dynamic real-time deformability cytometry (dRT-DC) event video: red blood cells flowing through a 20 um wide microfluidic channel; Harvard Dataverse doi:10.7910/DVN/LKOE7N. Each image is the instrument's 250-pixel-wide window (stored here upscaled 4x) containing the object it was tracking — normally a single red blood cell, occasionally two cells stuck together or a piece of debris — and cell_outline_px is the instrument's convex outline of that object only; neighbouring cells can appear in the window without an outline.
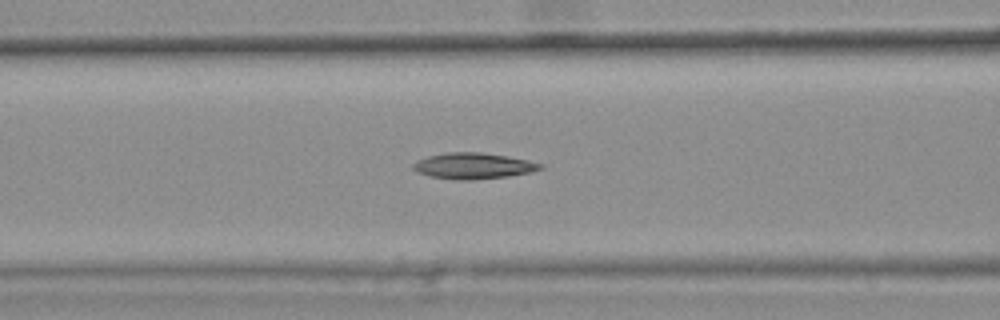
{"species": "common noctule bat (a hibernating species)", "species_latin": "Nyctalus noctula", "temperature_condition": "warm", "stored_images_in_passage": 44, "camera_frame_rate_fps": 3000, "um_per_image_px": 0.085, "animal": {"sex": "female", "body_mass_g": 25.1}, "frame": {"image": 1, "passage_image": 19, "time_ms": 6.0, "image_size_px": [1000, 320], "cell_outline_px": [[544, 168], [532, 172], [508, 176], [472, 180], [456, 180], [428, 176], [412, 168], [412, 164], [416, 160], [428, 156], [448, 152], [480, 152], [508, 156], [544, 164]], "centroid_in_image_um": [40.24, 14.1], "position_along_channel_um": 126.4, "area_um2": 19.36}, "authors_computed_cell_mechanics": {"area_um2": 19.0451, "velocity_mm_per_s": 3.7876, "shape_relaxation_time_tau1_ms": null, "shape_relaxation_time_tau2_ms": 9.3576, "deformation_change_tau1": null, "deformation_change_tau2": 0.2107}}